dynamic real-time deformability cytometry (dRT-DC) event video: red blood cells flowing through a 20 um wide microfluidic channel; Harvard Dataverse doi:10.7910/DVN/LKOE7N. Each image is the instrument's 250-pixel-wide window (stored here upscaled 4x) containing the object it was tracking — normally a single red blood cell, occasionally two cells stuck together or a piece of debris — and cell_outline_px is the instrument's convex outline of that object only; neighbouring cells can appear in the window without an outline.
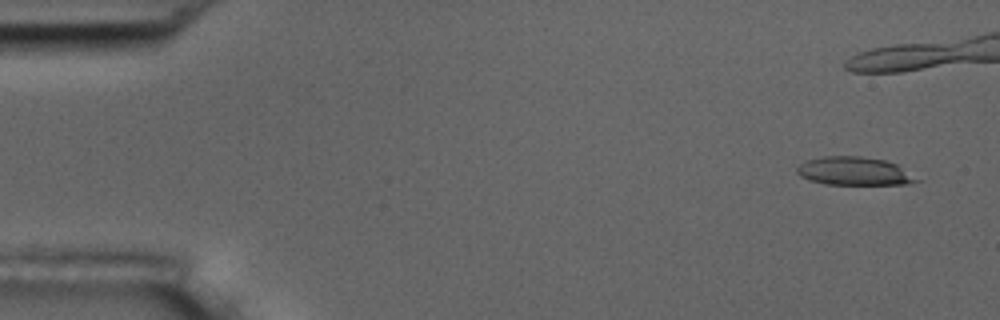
{"species": "common noctule bat (a hibernating species)", "species_latin": "Nyctalus noctula", "temperature_condition": "room temperature", "stored_images_in_passage": 8, "camera_frame_rate_fps": 3000, "um_per_image_px": 0.085, "animal": {"sex": "male", "body_mass_g": 17.5, "forearm_length_mm": 52.3}, "frame": {"image": 1, "passage_image": 1, "time_ms": 0.0, "image_size_px": [1000, 320], "cell_outline_px": [[920, 180], [908, 184], [824, 184], [808, 180], [800, 176], [796, 172], [796, 168], [800, 164], [808, 160], [824, 156], [860, 156], [884, 160], [896, 164]], "centroid_in_image_um": [72.56, 14.55], "position_along_channel_um": 12.4, "area_um2": 19.54}}